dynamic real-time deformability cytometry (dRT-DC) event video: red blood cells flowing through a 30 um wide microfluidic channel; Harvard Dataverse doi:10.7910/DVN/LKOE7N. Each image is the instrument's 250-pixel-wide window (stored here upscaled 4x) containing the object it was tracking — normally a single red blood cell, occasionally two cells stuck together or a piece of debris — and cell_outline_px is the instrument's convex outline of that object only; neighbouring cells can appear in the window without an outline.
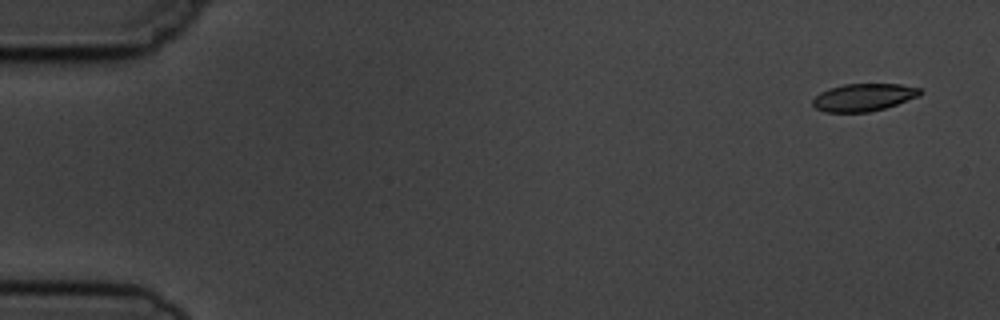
{"species": "common noctule bat (a hibernating species)", "species_latin": "Nyctalus noctula", "temperature_condition": "cold", "stored_images_in_passage": 4, "camera_frame_rate_fps": 3000, "um_per_image_px": 0.085, "animal": {"sex": "male", "body_mass_g": 19.5, "forearm_length_mm": 54.6}, "frame": {"image": 1, "passage_image": 1, "time_ms": 0.0, "image_size_px": [1000, 320], "cell_outline_px": [[924, 92], [920, 96], [884, 108], [868, 112], [824, 112], [816, 108], [812, 104], [812, 100], [820, 92], [828, 88], [844, 84], [900, 84], [920, 88]], "centroid_in_image_um": [73.41, 8.27], "position_along_channel_um": 11.6, "area_um2": 17.28}}
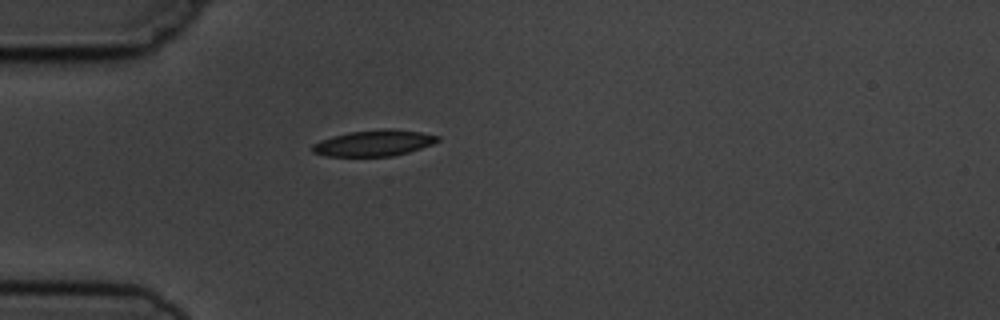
{"frame": {"image": 2, "passage_image": 4, "time_ms": 4.333, "image_size_px": [1000, 320], "cell_outline_px": [[440, 140], [432, 144], [408, 152], [392, 156], [328, 156], [312, 152], [312, 144], [320, 140], [332, 136], [348, 132], [380, 128], [392, 128], [420, 132], [440, 136]], "centroid_in_image_um": [31.78, 12.14], "position_along_channel_um": 53.2, "area_um2": 19.13}}